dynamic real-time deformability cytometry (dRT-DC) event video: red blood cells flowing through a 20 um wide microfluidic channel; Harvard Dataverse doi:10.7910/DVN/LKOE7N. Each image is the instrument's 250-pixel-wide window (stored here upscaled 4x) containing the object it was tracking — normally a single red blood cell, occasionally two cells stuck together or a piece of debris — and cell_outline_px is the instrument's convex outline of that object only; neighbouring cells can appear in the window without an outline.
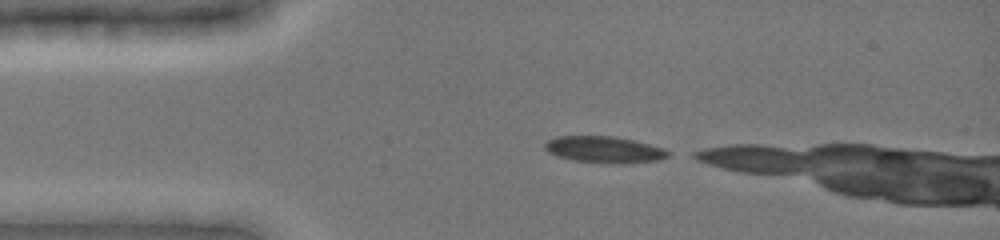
{"species": "common noctule bat (a hibernating species)", "species_latin": "Nyctalus noctula", "temperature_condition": "cold", "stored_images_in_passage": 12, "camera_frame_rate_fps": 3000, "um_per_image_px": 0.085, "animal": {"sex": "female", "body_mass_g": 19.0, "forearm_length_mm": 51.5}, "frame": {"image": 1, "passage_image": 1, "time_ms": 0.0, "image_size_px": [1000, 240], "cell_outline_px": [[672, 152], [668, 156], [660, 160], [620, 164], [572, 160], [548, 152], [544, 148], [544, 144], [548, 140], [556, 136], [616, 136], [636, 140], [664, 148]], "centroid_in_image_um": [51.41, 12.7], "position_along_channel_um": 33.6, "area_um2": 19.19}}
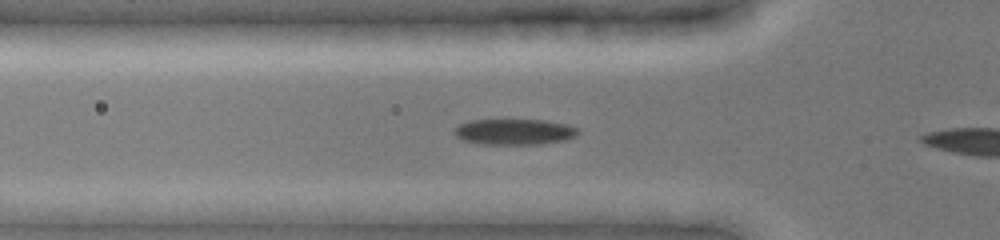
{"frame": {"image": 2, "passage_image": 11, "time_ms": 2.0, "image_size_px": [1000, 240], "cell_outline_px": [[580, 132], [576, 136], [564, 140], [532, 144], [480, 144], [460, 140], [452, 132], [460, 124], [468, 120], [544, 120], [568, 124], [576, 128]], "centroid_in_image_um": [43.68, 11.2], "position_along_channel_um": 82.1, "area_um2": 18.61}}